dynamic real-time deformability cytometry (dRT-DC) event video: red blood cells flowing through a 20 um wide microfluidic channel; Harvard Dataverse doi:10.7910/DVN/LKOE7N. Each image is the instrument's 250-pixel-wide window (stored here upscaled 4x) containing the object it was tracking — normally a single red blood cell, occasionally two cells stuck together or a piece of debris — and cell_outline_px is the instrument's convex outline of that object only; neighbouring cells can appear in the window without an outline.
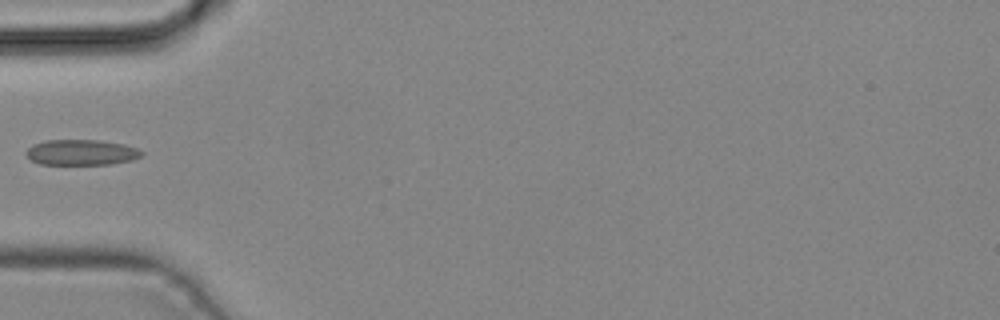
{"species": "common noctule bat (a hibernating species)", "species_latin": "Nyctalus noctula", "temperature_condition": "cold", "stored_images_in_passage": 5, "camera_frame_rate_fps": 3000, "um_per_image_px": 0.085, "animal": {"sex": "male", "body_mass_g": 19.2, "forearm_length_mm": 51.8}, "frame": {"image": 1, "passage_image": 5, "time_ms": 1.333, "image_size_px": [1000, 320], "cell_outline_px": [[144, 152], [140, 156], [132, 160], [108, 164], [40, 164], [32, 160], [24, 152], [32, 144], [44, 140], [96, 140], [124, 144], [136, 148]], "centroid_in_image_um": [6.88, 12.94], "position_along_channel_um": 78.1, "area_um2": 17.11}}